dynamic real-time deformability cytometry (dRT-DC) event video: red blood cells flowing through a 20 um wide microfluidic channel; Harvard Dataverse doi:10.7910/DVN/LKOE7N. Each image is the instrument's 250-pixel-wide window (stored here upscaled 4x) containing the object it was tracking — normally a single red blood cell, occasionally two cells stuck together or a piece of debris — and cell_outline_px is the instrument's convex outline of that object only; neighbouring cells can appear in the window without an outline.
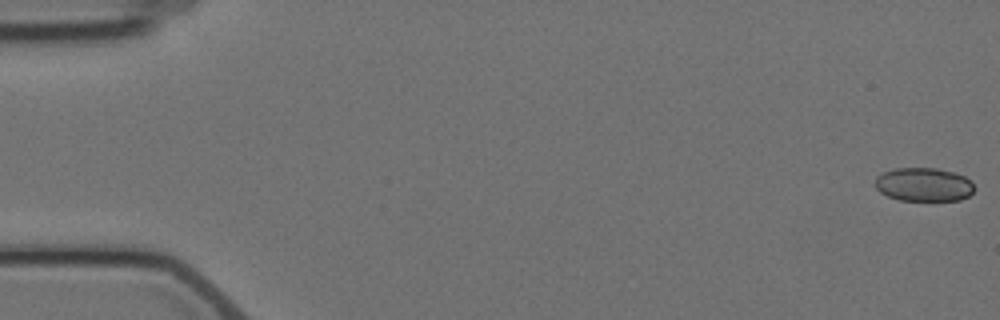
{"species": "Egyptian fruit bat (a non-hibernating species)", "species_latin": "Rousettus aegyptiacus", "temperature_condition": "cold", "stored_images_in_passage": 5, "camera_frame_rate_fps": 3000, "um_per_image_px": 0.085, "animal": {"sex": "female"}, "frame": {"image": 1, "passage_image": 1, "time_ms": 0.0, "image_size_px": [1000, 320], "cell_outline_px": [[972, 192], [968, 196], [960, 200], [900, 200], [888, 196], [880, 192], [876, 188], [876, 176], [884, 172], [896, 168], [936, 168], [952, 172], [964, 176], [972, 180]], "centroid_in_image_um": [78.51, 15.68], "position_along_channel_um": 6.5, "area_um2": 19.25}}
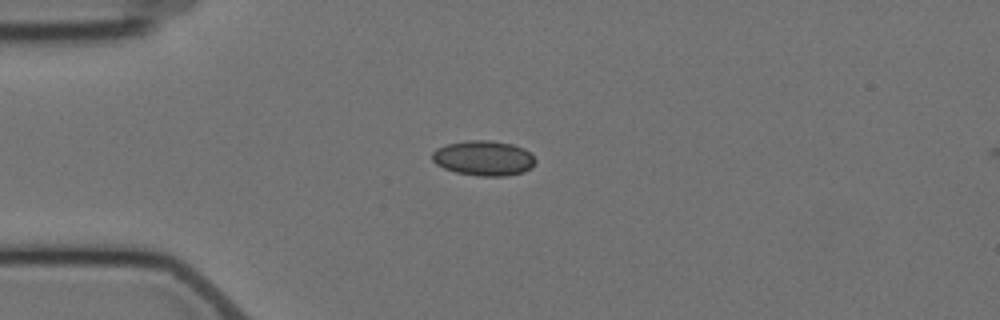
{"frame": {"image": 2, "passage_image": 4, "time_ms": 4.667, "image_size_px": [1000, 320], "cell_outline_px": [[536, 160], [532, 168], [524, 172], [504, 176], [476, 176], [456, 172], [444, 168], [436, 164], [432, 160], [432, 152], [436, 148], [448, 144], [464, 140], [492, 140], [512, 144], [524, 148]], "centroid_in_image_um": [41.1, 13.44], "position_along_channel_um": 43.9, "area_um2": 21.21}}